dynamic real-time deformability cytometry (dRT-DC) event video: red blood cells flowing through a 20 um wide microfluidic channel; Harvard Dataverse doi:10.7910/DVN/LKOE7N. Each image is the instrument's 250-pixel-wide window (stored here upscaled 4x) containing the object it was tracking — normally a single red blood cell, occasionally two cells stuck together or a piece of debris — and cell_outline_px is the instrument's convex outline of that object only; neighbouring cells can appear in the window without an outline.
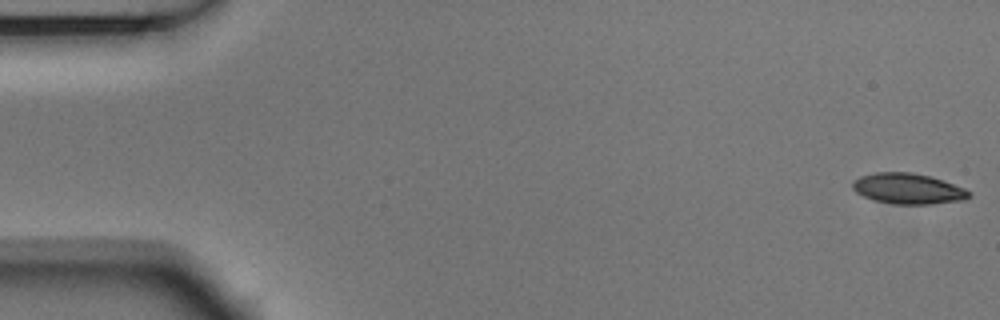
{"species": "Egyptian fruit bat (a non-hibernating species)", "species_latin": "Rousettus aegyptiacus", "temperature_condition": "room temperature", "stored_images_in_passage": 54, "camera_frame_rate_fps": 3000, "um_per_image_px": 0.085, "animal": {"sex": "male"}, "frame": {"image": 1, "passage_image": 1, "time_ms": 0.0, "image_size_px": [1000, 320], "cell_outline_px": [[972, 196], [964, 200], [932, 204], [892, 204], [872, 200], [856, 192], [852, 188], [852, 184], [860, 176], [876, 172], [908, 172], [928, 176], [964, 188], [972, 192]], "centroid_in_image_um": [77.18, 16.05], "position_along_channel_um": 7.8, "area_um2": 20.69}}
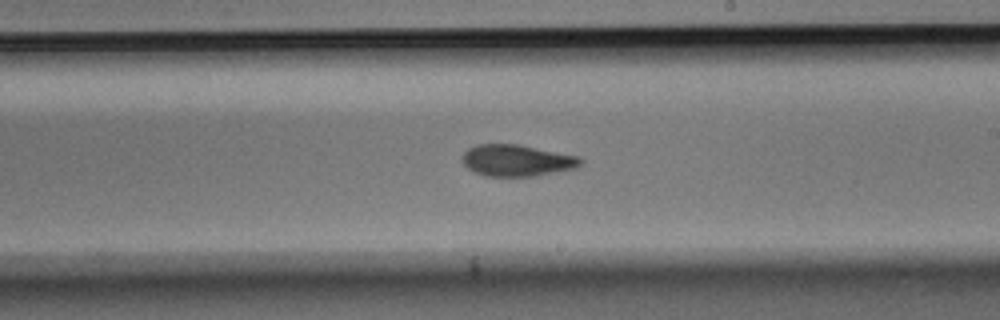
{"frame": {"image": 2, "passage_image": 31, "time_ms": 10.0, "image_size_px": [1000, 320], "cell_outline_px": [[584, 160], [576, 168], [536, 176], [484, 176], [468, 168], [464, 164], [460, 156], [468, 148], [476, 144], [516, 144], [580, 156]], "centroid_in_image_um": [43.93, 13.63], "position_along_channel_um": 245.1, "area_um2": 21.85}}
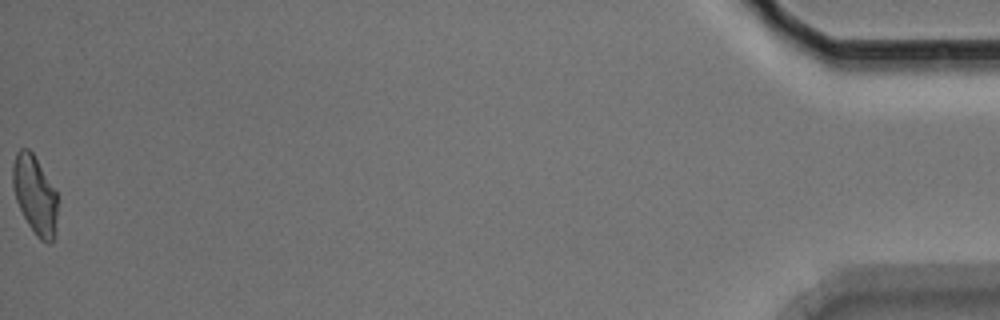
{"frame": {"image": 3, "passage_image": 54, "time_ms": 17.667, "image_size_px": [1000, 320], "cell_outline_px": [[56, 236], [48, 244], [40, 240], [36, 236], [28, 224], [16, 200], [12, 184], [12, 164], [16, 152], [20, 148], [28, 148], [32, 152], [56, 192]], "centroid_in_image_um": [2.94, 16.58], "position_along_channel_um": 432.3, "area_um2": 20.35}, "authors_computed_cell_mechanics": {"area_um2": 21.6461, "velocity_mm_per_s": 3.7446, "shape_relaxation_time_tau1_ms": 4.4304, "shape_relaxation_time_tau2_ms": 2.4931, "deformation_change_tau1": 0.1359, "deformation_change_tau2": 0.0784}}